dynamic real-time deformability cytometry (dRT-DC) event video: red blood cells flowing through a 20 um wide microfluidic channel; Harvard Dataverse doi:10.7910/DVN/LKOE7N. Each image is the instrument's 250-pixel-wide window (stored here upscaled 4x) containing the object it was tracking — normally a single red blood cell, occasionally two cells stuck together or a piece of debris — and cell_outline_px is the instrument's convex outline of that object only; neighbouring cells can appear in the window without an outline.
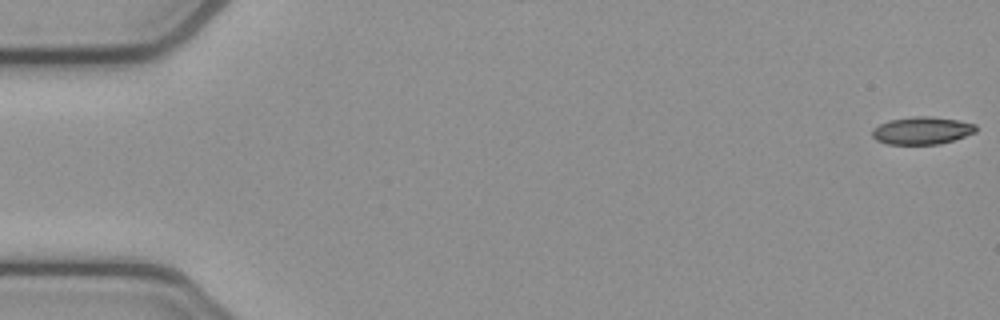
{"species": "common noctule bat (a hibernating species)", "species_latin": "Nyctalus noctula", "temperature_condition": "cold", "stored_images_in_passage": 53, "camera_frame_rate_fps": 3000, "um_per_image_px": 0.085, "animal": {"sex": "female", "body_mass_g": 21.9}, "frame": {"image": 1, "passage_image": 1, "time_ms": 0.0, "image_size_px": [1000, 320], "cell_outline_px": [[976, 132], [940, 144], [888, 144], [876, 140], [872, 136], [872, 128], [888, 120], [916, 116], [928, 116], [956, 120], [976, 124]], "centroid_in_image_um": [78.33, 11.1], "position_along_channel_um": 6.7, "area_um2": 16.53}}
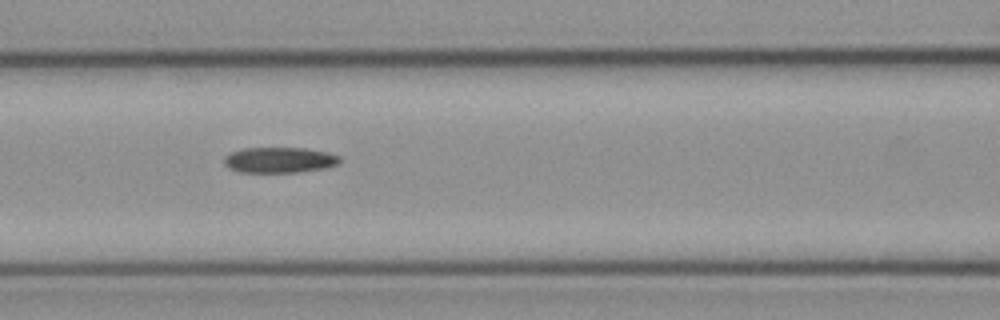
{"frame": {"image": 2, "passage_image": 23, "time_ms": 7.333, "image_size_px": [1000, 320], "cell_outline_px": [[340, 160], [336, 164], [328, 168], [296, 172], [240, 172], [228, 168], [224, 164], [224, 156], [232, 152], [244, 148], [304, 148], [328, 152], [340, 156]], "centroid_in_image_um": [23.75, 13.6], "position_along_channel_um": 142.9, "area_um2": 17.28}}
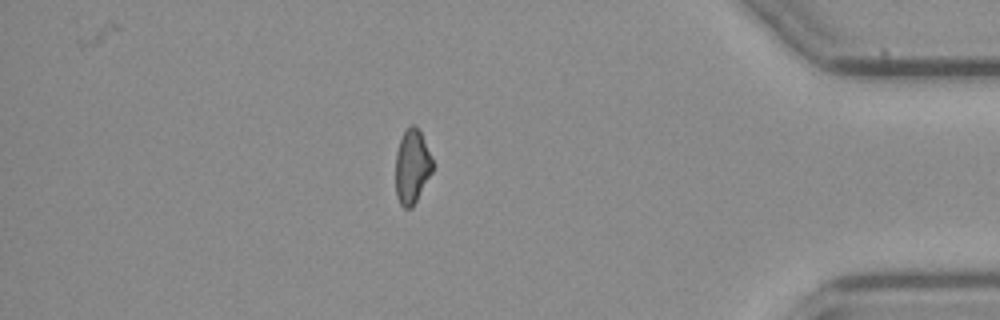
{"frame": {"image": 3, "passage_image": 46, "time_ms": 15.0, "image_size_px": [1000, 320], "cell_outline_px": [[432, 172], [412, 208], [404, 208], [400, 204], [396, 196], [396, 152], [400, 140], [404, 132], [412, 124], [416, 124], [420, 132], [432, 160]], "centroid_in_image_um": [35.0, 14.18], "position_along_channel_um": 400.2, "area_um2": 15.72}}